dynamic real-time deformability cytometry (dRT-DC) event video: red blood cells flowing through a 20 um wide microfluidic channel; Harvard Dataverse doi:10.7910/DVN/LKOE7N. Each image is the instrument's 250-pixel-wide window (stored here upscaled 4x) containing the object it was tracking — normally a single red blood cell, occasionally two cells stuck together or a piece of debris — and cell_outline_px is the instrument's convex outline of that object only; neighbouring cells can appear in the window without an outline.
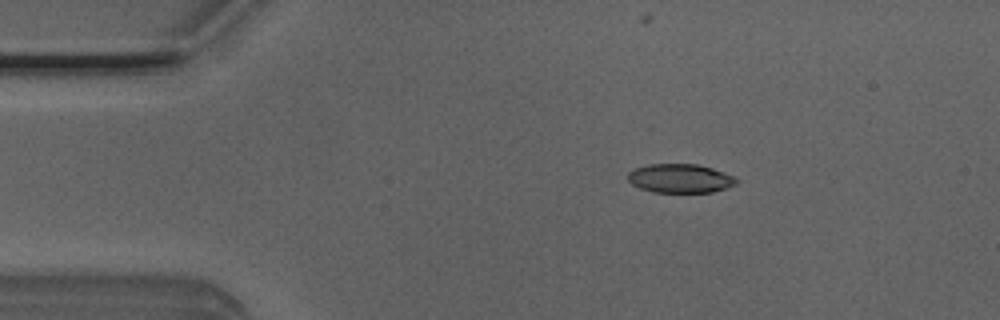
{"species": "Egyptian fruit bat (a non-hibernating species)", "species_latin": "Rousettus aegyptiacus", "temperature_condition": "room temperature", "stored_images_in_passage": 50, "camera_frame_rate_fps": 3000, "um_per_image_px": 0.085, "animal": {"sex": "male"}, "frame": {"image": 1, "passage_image": 8, "time_ms": 2.333, "image_size_px": [1000, 320], "cell_outline_px": [[740, 180], [736, 184], [712, 192], [652, 192], [640, 188], [632, 184], [628, 180], [628, 172], [636, 168], [648, 164], [696, 164], [712, 168], [724, 172]], "centroid_in_image_um": [57.8, 15.16], "position_along_channel_um": 27.2, "area_um2": 18.21}}
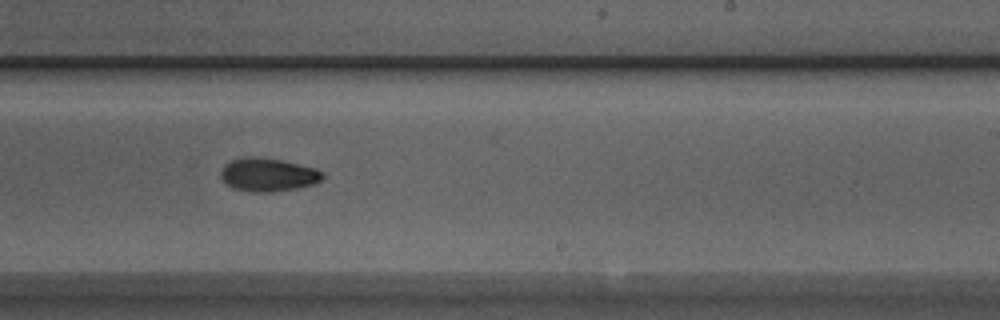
{"frame": {"image": 2, "passage_image": 30, "time_ms": 9.667, "image_size_px": [1000, 320], "cell_outline_px": [[324, 176], [320, 180], [312, 184], [296, 188], [272, 192], [252, 192], [232, 188], [220, 176], [220, 168], [224, 164], [232, 160], [244, 156], [256, 156], [280, 160], [316, 168], [324, 172]], "centroid_in_image_um": [22.75, 14.84], "position_along_channel_um": 266.3, "area_um2": 19.83}}
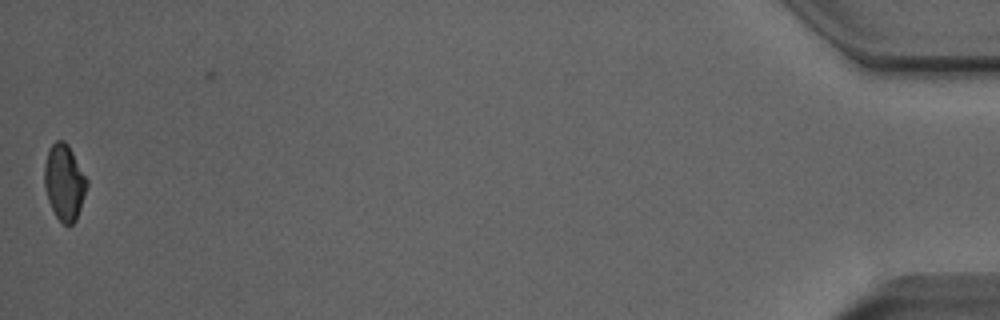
{"frame": {"image": 3, "passage_image": 50, "time_ms": 16.333, "image_size_px": [1000, 320], "cell_outline_px": [[88, 184], [76, 220], [72, 224], [64, 224], [56, 216], [48, 200], [44, 188], [44, 164], [48, 148], [56, 140], [64, 140], [68, 144], [88, 180]], "centroid_in_image_um": [5.45, 15.46], "position_along_channel_um": 429.7, "area_um2": 18.79}, "authors_computed_cell_mechanics": {"area_um2": 19.2474, "velocity_mm_per_s": 4.0064, "shape_relaxation_time_tau1_ms": 5.3057, "shape_relaxation_time_tau2_ms": null, "deformation_change_tau1": 0.1506, "deformation_change_tau2": null}}